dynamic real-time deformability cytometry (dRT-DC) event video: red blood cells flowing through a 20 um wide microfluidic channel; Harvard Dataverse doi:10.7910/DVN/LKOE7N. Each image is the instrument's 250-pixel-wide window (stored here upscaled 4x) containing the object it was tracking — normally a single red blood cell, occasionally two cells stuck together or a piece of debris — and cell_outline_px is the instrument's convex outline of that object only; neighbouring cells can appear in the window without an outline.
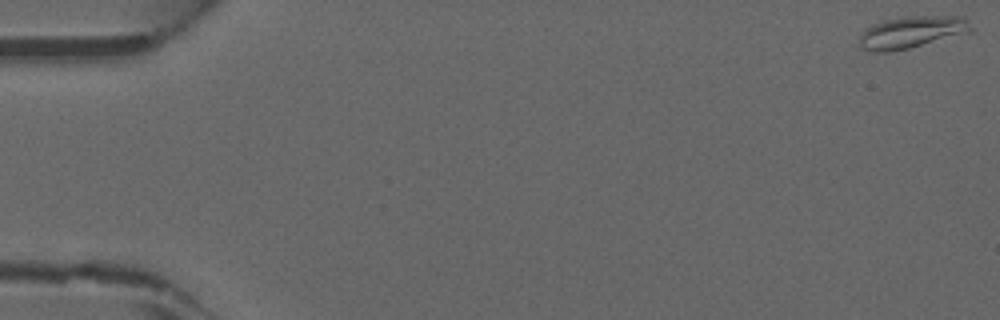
{"species": "common noctule bat (a hibernating species)", "species_latin": "Nyctalus noctula", "temperature_condition": "warm", "stored_images_in_passage": 8, "camera_frame_rate_fps": 3000, "um_per_image_px": 0.085, "animal": {"sex": "male", "forearm_length_mm": 52.5}, "frame": {"image": 1, "passage_image": 1, "time_ms": 0.0, "image_size_px": [1000, 320], "cell_outline_px": [[972, 32], [908, 48], [888, 52], [872, 52], [860, 48], [860, 32], [872, 24], [884, 20], [904, 16], [960, 16], [972, 28]], "centroid_in_image_um": [77.42, 2.74], "position_along_channel_um": 7.6, "area_um2": 20.75}}